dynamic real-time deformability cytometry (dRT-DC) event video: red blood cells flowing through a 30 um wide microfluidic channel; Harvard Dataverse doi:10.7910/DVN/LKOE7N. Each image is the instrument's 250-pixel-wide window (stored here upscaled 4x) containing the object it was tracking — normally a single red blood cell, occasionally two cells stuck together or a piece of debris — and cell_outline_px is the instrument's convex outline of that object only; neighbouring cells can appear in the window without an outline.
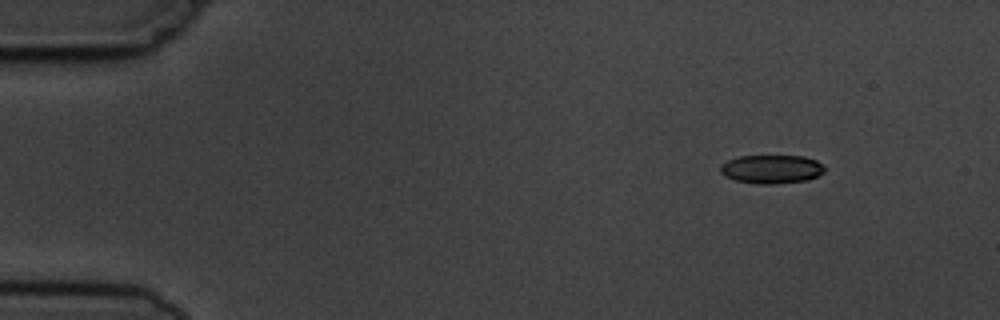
{"species": "common noctule bat (a hibernating species)", "species_latin": "Nyctalus noctula", "temperature_condition": "cold", "stored_images_in_passage": 5, "camera_frame_rate_fps": 3000, "um_per_image_px": 0.085, "animal": {"sex": "male", "body_mass_g": 19.5, "forearm_length_mm": 54.6}, "frame": {"image": 1, "passage_image": 1, "time_ms": 0.0, "image_size_px": [1000, 320], "cell_outline_px": [[824, 172], [808, 180], [772, 184], [756, 184], [736, 180], [724, 176], [720, 172], [720, 164], [728, 160], [740, 156], [804, 156], [816, 160], [824, 164]], "centroid_in_image_um": [65.57, 14.37], "position_along_channel_um": 19.4, "area_um2": 17.46}}
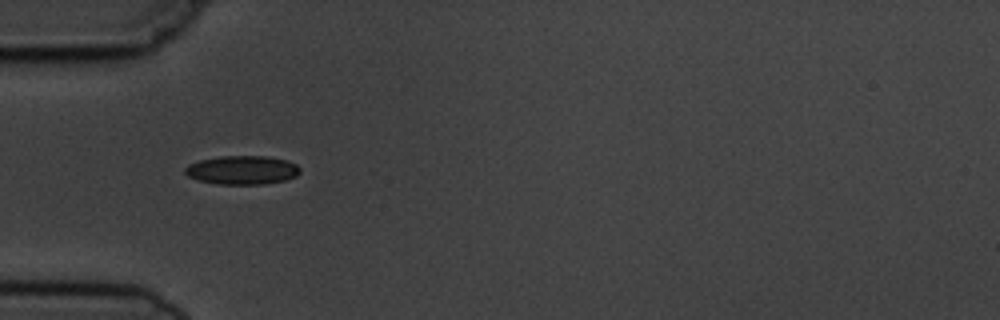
{"frame": {"image": 2, "passage_image": 4, "time_ms": 3.667, "image_size_px": [1000, 320], "cell_outline_px": [[300, 172], [296, 176], [284, 180], [264, 184], [216, 184], [200, 180], [188, 176], [184, 172], [184, 168], [188, 164], [200, 160], [220, 156], [264, 156], [288, 160], [296, 164], [300, 168]], "centroid_in_image_um": [20.58, 14.45], "position_along_channel_um": 64.4, "area_um2": 19.25}}
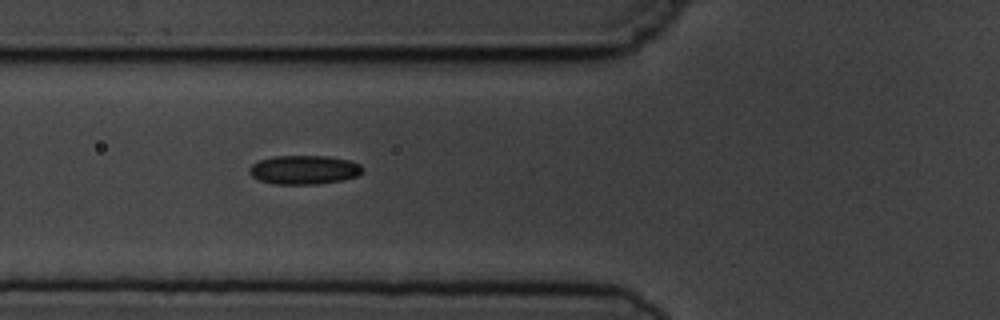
{"frame": {"image": 3, "passage_image": 5, "time_ms": 4.667, "image_size_px": [1000, 320], "cell_outline_px": [[364, 172], [356, 176], [344, 180], [316, 184], [276, 184], [260, 180], [252, 176], [248, 172], [248, 168], [252, 164], [260, 160], [272, 156], [328, 156], [348, 160], [360, 164], [364, 168]], "centroid_in_image_um": [25.86, 14.43], "position_along_channel_um": 99.9, "area_um2": 19.19}}